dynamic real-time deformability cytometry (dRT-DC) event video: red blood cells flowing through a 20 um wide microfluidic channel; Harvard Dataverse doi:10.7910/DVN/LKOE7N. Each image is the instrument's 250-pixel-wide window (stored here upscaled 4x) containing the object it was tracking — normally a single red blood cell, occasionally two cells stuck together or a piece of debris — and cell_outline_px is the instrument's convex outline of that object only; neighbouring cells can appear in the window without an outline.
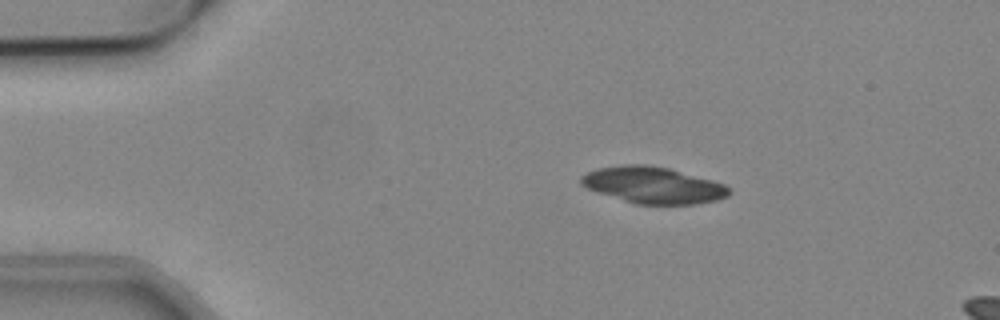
{"species": "common noctule bat (a hibernating species)", "species_latin": "Nyctalus noctula", "temperature_condition": "cold", "stored_images_in_passage": 52, "camera_frame_rate_fps": 3000, "um_per_image_px": 0.085, "animal": {"sex": "male", "body_mass_g": 19.2, "forearm_length_mm": 51.8}, "frame": {"image": 1, "passage_image": 9, "time_ms": 2.667, "image_size_px": [1000, 320], "cell_outline_px": [[732, 192], [728, 196], [716, 200], [696, 204], [636, 204], [588, 188], [580, 184], [580, 176], [596, 168], [624, 164], [644, 164], [668, 168], [712, 180], [724, 184]], "centroid_in_image_um": [55.52, 15.73], "position_along_channel_um": 29.5, "area_um2": 31.21}}
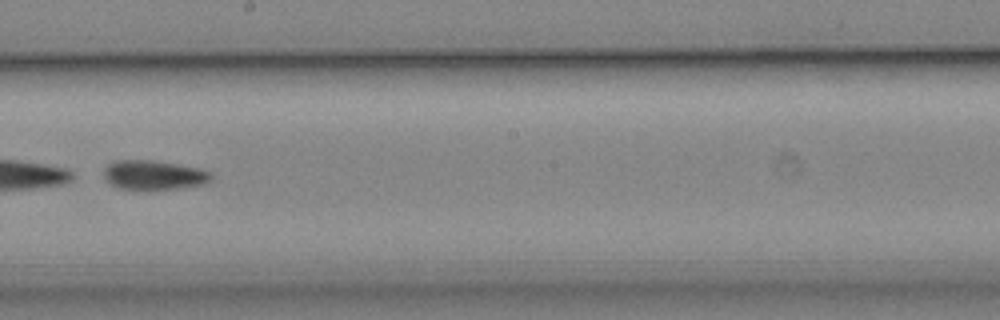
{"frame": {"image": 2, "passage_image": 30, "time_ms": 9.667, "image_size_px": [1000, 320], "cell_outline_px": [[212, 180], [204, 184], [176, 188], [120, 188], [112, 184], [104, 176], [104, 168], [108, 164], [116, 160], [152, 160], [200, 168], [212, 172]], "centroid_in_image_um": [13.11, 14.85], "position_along_channel_um": 235.1, "area_um2": 17.98}, "authors_computed_cell_mechanics": {"area_um2": 29.7959, "velocity_mm_per_s": 3.8359, "shape_relaxation_time_tau1_ms": 0.842, "shape_relaxation_time_tau2_ms": 6.3835, "deformation_change_tau1": 0.2276, "deformation_change_tau2": 0.1386}}